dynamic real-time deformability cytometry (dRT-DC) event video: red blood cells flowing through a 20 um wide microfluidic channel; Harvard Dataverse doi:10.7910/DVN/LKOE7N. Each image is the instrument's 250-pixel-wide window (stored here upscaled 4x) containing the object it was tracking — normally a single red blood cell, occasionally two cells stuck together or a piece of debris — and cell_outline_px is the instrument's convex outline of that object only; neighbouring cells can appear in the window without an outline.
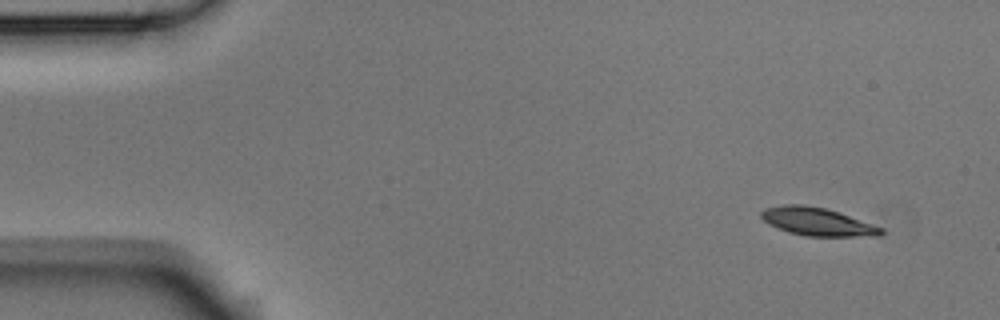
{"species": "Egyptian fruit bat (a non-hibernating species)", "species_latin": "Rousettus aegyptiacus", "temperature_condition": "room temperature", "stored_images_in_passage": 4, "camera_frame_rate_fps": 3000, "um_per_image_px": 0.085, "animal": {"sex": "male"}, "frame": {"image": 1, "passage_image": 1, "time_ms": 0.0, "image_size_px": [1000, 320], "cell_outline_px": [[884, 232], [880, 236], [804, 236], [788, 232], [768, 224], [760, 216], [760, 212], [764, 208], [784, 204], [804, 204], [824, 208], [884, 228]], "centroid_in_image_um": [69.43, 18.84], "position_along_channel_um": 15.6, "area_um2": 19.48}}
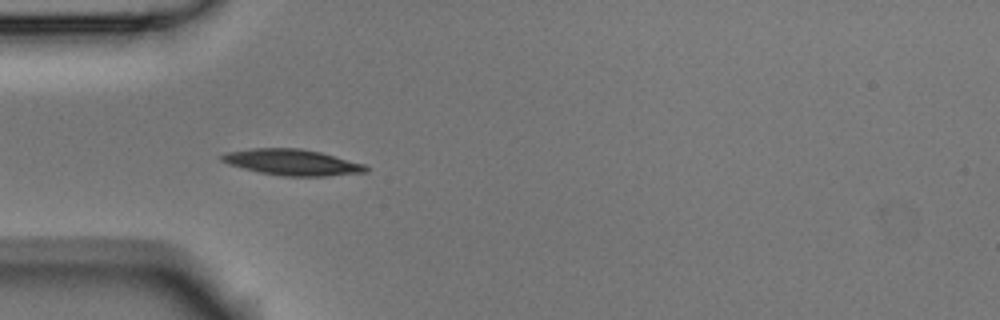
{"frame": {"image": 2, "passage_image": 3, "time_ms": 0.667, "image_size_px": [1000, 320], "cell_outline_px": [[368, 172], [328, 176], [284, 176], [260, 172], [228, 164], [220, 160], [220, 156], [228, 152], [252, 148], [300, 148], [320, 152], [364, 164], [368, 168]], "centroid_in_image_um": [24.85, 13.79], "position_along_channel_um": 60.2, "area_um2": 21.68}}
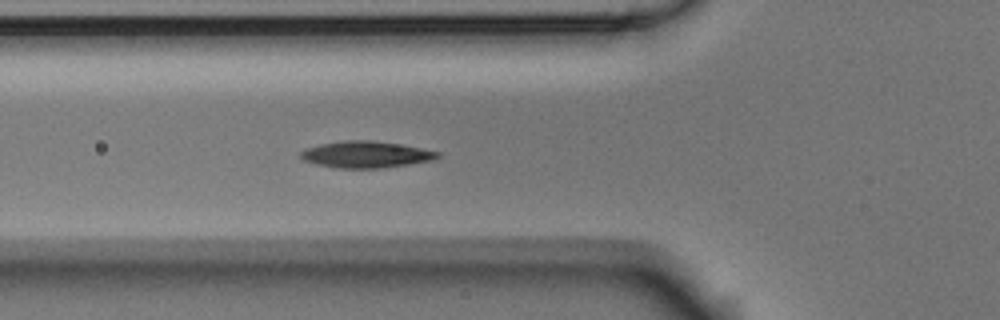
{"frame": {"image": 3, "passage_image": 4, "time_ms": 1.0, "image_size_px": [1000, 320], "cell_outline_px": [[440, 156], [436, 160], [384, 168], [340, 168], [316, 164], [304, 160], [300, 156], [300, 152], [304, 148], [320, 144], [344, 140], [372, 140], [404, 144], [440, 152]], "centroid_in_image_um": [31.15, 13.12], "position_along_channel_um": 94.6, "area_um2": 21.5}}